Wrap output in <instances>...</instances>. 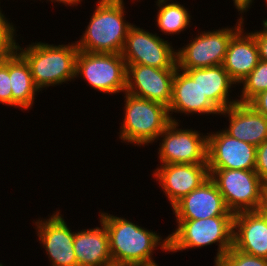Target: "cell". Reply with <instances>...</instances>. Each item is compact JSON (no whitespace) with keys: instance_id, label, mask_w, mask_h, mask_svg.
Instances as JSON below:
<instances>
[{"instance_id":"cell-12","label":"cell","mask_w":267,"mask_h":266,"mask_svg":"<svg viewBox=\"0 0 267 266\" xmlns=\"http://www.w3.org/2000/svg\"><path fill=\"white\" fill-rule=\"evenodd\" d=\"M168 112L171 121L176 122L179 120L172 117L174 113L220 115L221 112L199 87V68L180 69L177 67L172 82V98Z\"/></svg>"},{"instance_id":"cell-3","label":"cell","mask_w":267,"mask_h":266,"mask_svg":"<svg viewBox=\"0 0 267 266\" xmlns=\"http://www.w3.org/2000/svg\"><path fill=\"white\" fill-rule=\"evenodd\" d=\"M78 51L76 41L58 46L45 42H33L23 48L19 43L17 44V52L29 65L34 84L40 91L42 88L58 86L76 78Z\"/></svg>"},{"instance_id":"cell-24","label":"cell","mask_w":267,"mask_h":266,"mask_svg":"<svg viewBox=\"0 0 267 266\" xmlns=\"http://www.w3.org/2000/svg\"><path fill=\"white\" fill-rule=\"evenodd\" d=\"M240 84L243 85L239 103H249L259 93L267 90V62L259 60L257 66Z\"/></svg>"},{"instance_id":"cell-15","label":"cell","mask_w":267,"mask_h":266,"mask_svg":"<svg viewBox=\"0 0 267 266\" xmlns=\"http://www.w3.org/2000/svg\"><path fill=\"white\" fill-rule=\"evenodd\" d=\"M175 220L207 219L215 216H234L214 181L209 177L197 189L172 206Z\"/></svg>"},{"instance_id":"cell-10","label":"cell","mask_w":267,"mask_h":266,"mask_svg":"<svg viewBox=\"0 0 267 266\" xmlns=\"http://www.w3.org/2000/svg\"><path fill=\"white\" fill-rule=\"evenodd\" d=\"M168 42L137 27L134 24L129 28L122 57L126 64H141L160 69H177L176 50Z\"/></svg>"},{"instance_id":"cell-1","label":"cell","mask_w":267,"mask_h":266,"mask_svg":"<svg viewBox=\"0 0 267 266\" xmlns=\"http://www.w3.org/2000/svg\"><path fill=\"white\" fill-rule=\"evenodd\" d=\"M99 213V219L101 218L108 232L113 263L127 266H154L158 264L152 258L153 251L160 247L167 253L168 237L162 240L161 235L156 232L123 217L106 212Z\"/></svg>"},{"instance_id":"cell-34","label":"cell","mask_w":267,"mask_h":266,"mask_svg":"<svg viewBox=\"0 0 267 266\" xmlns=\"http://www.w3.org/2000/svg\"><path fill=\"white\" fill-rule=\"evenodd\" d=\"M105 266H127V265H123V264H120V263H110V264H107Z\"/></svg>"},{"instance_id":"cell-13","label":"cell","mask_w":267,"mask_h":266,"mask_svg":"<svg viewBox=\"0 0 267 266\" xmlns=\"http://www.w3.org/2000/svg\"><path fill=\"white\" fill-rule=\"evenodd\" d=\"M126 92L169 107L176 69H160L141 64H126Z\"/></svg>"},{"instance_id":"cell-2","label":"cell","mask_w":267,"mask_h":266,"mask_svg":"<svg viewBox=\"0 0 267 266\" xmlns=\"http://www.w3.org/2000/svg\"><path fill=\"white\" fill-rule=\"evenodd\" d=\"M86 30L79 41V51L121 54L129 28L123 0H98Z\"/></svg>"},{"instance_id":"cell-32","label":"cell","mask_w":267,"mask_h":266,"mask_svg":"<svg viewBox=\"0 0 267 266\" xmlns=\"http://www.w3.org/2000/svg\"><path fill=\"white\" fill-rule=\"evenodd\" d=\"M234 2V6L236 7V9L238 10V12L240 11L241 15L240 18H243V14L248 11V8L250 9L252 2L254 0H233ZM243 13V14H242Z\"/></svg>"},{"instance_id":"cell-29","label":"cell","mask_w":267,"mask_h":266,"mask_svg":"<svg viewBox=\"0 0 267 266\" xmlns=\"http://www.w3.org/2000/svg\"><path fill=\"white\" fill-rule=\"evenodd\" d=\"M263 30L250 33L254 36L259 53V60L267 62V19L263 20Z\"/></svg>"},{"instance_id":"cell-17","label":"cell","mask_w":267,"mask_h":266,"mask_svg":"<svg viewBox=\"0 0 267 266\" xmlns=\"http://www.w3.org/2000/svg\"><path fill=\"white\" fill-rule=\"evenodd\" d=\"M233 247L250 255L267 258V218L258 211L235 213Z\"/></svg>"},{"instance_id":"cell-33","label":"cell","mask_w":267,"mask_h":266,"mask_svg":"<svg viewBox=\"0 0 267 266\" xmlns=\"http://www.w3.org/2000/svg\"><path fill=\"white\" fill-rule=\"evenodd\" d=\"M48 1V0H47ZM49 1H51V2H59V3H62V4H64L65 6L66 5H69V6H78V3H81L82 2V0H49Z\"/></svg>"},{"instance_id":"cell-14","label":"cell","mask_w":267,"mask_h":266,"mask_svg":"<svg viewBox=\"0 0 267 266\" xmlns=\"http://www.w3.org/2000/svg\"><path fill=\"white\" fill-rule=\"evenodd\" d=\"M57 210L48 219L35 221L39 243L46 250L51 266H78L73 248L75 232Z\"/></svg>"},{"instance_id":"cell-30","label":"cell","mask_w":267,"mask_h":266,"mask_svg":"<svg viewBox=\"0 0 267 266\" xmlns=\"http://www.w3.org/2000/svg\"><path fill=\"white\" fill-rule=\"evenodd\" d=\"M249 104L260 114L267 118V90L255 96Z\"/></svg>"},{"instance_id":"cell-4","label":"cell","mask_w":267,"mask_h":266,"mask_svg":"<svg viewBox=\"0 0 267 266\" xmlns=\"http://www.w3.org/2000/svg\"><path fill=\"white\" fill-rule=\"evenodd\" d=\"M177 228L169 234L168 252L218 245L214 262L233 246L234 216L207 219L176 220Z\"/></svg>"},{"instance_id":"cell-31","label":"cell","mask_w":267,"mask_h":266,"mask_svg":"<svg viewBox=\"0 0 267 266\" xmlns=\"http://www.w3.org/2000/svg\"><path fill=\"white\" fill-rule=\"evenodd\" d=\"M257 211L265 218H267V184L263 185L261 191L260 204Z\"/></svg>"},{"instance_id":"cell-23","label":"cell","mask_w":267,"mask_h":266,"mask_svg":"<svg viewBox=\"0 0 267 266\" xmlns=\"http://www.w3.org/2000/svg\"><path fill=\"white\" fill-rule=\"evenodd\" d=\"M171 0H157V25L163 34H180L190 27L191 15L188 9L180 3Z\"/></svg>"},{"instance_id":"cell-7","label":"cell","mask_w":267,"mask_h":266,"mask_svg":"<svg viewBox=\"0 0 267 266\" xmlns=\"http://www.w3.org/2000/svg\"><path fill=\"white\" fill-rule=\"evenodd\" d=\"M244 19L238 18L233 28L222 27L201 31L187 45L176 50L177 67L180 69L206 68L222 65L231 38L243 27ZM180 49V50H179Z\"/></svg>"},{"instance_id":"cell-16","label":"cell","mask_w":267,"mask_h":266,"mask_svg":"<svg viewBox=\"0 0 267 266\" xmlns=\"http://www.w3.org/2000/svg\"><path fill=\"white\" fill-rule=\"evenodd\" d=\"M171 207L209 177L208 164H160L153 172Z\"/></svg>"},{"instance_id":"cell-5","label":"cell","mask_w":267,"mask_h":266,"mask_svg":"<svg viewBox=\"0 0 267 266\" xmlns=\"http://www.w3.org/2000/svg\"><path fill=\"white\" fill-rule=\"evenodd\" d=\"M124 95L125 115L120 126L119 139L135 146L157 142L159 135L171 122L168 107L127 92Z\"/></svg>"},{"instance_id":"cell-27","label":"cell","mask_w":267,"mask_h":266,"mask_svg":"<svg viewBox=\"0 0 267 266\" xmlns=\"http://www.w3.org/2000/svg\"><path fill=\"white\" fill-rule=\"evenodd\" d=\"M0 103L12 106L11 79L9 76V58L0 62Z\"/></svg>"},{"instance_id":"cell-11","label":"cell","mask_w":267,"mask_h":266,"mask_svg":"<svg viewBox=\"0 0 267 266\" xmlns=\"http://www.w3.org/2000/svg\"><path fill=\"white\" fill-rule=\"evenodd\" d=\"M207 135L208 169L255 170V145L233 138L223 129Z\"/></svg>"},{"instance_id":"cell-25","label":"cell","mask_w":267,"mask_h":266,"mask_svg":"<svg viewBox=\"0 0 267 266\" xmlns=\"http://www.w3.org/2000/svg\"><path fill=\"white\" fill-rule=\"evenodd\" d=\"M15 27L0 10V61L11 57L17 51Z\"/></svg>"},{"instance_id":"cell-6","label":"cell","mask_w":267,"mask_h":266,"mask_svg":"<svg viewBox=\"0 0 267 266\" xmlns=\"http://www.w3.org/2000/svg\"><path fill=\"white\" fill-rule=\"evenodd\" d=\"M127 65L122 54L78 51L75 77L102 93L126 92Z\"/></svg>"},{"instance_id":"cell-20","label":"cell","mask_w":267,"mask_h":266,"mask_svg":"<svg viewBox=\"0 0 267 266\" xmlns=\"http://www.w3.org/2000/svg\"><path fill=\"white\" fill-rule=\"evenodd\" d=\"M101 227L75 232L73 248L78 266H105L112 263L109 237L104 223Z\"/></svg>"},{"instance_id":"cell-9","label":"cell","mask_w":267,"mask_h":266,"mask_svg":"<svg viewBox=\"0 0 267 266\" xmlns=\"http://www.w3.org/2000/svg\"><path fill=\"white\" fill-rule=\"evenodd\" d=\"M179 126L178 122L171 121L159 135L157 140H161L158 148L160 163L207 164L208 135L191 128L180 129Z\"/></svg>"},{"instance_id":"cell-28","label":"cell","mask_w":267,"mask_h":266,"mask_svg":"<svg viewBox=\"0 0 267 266\" xmlns=\"http://www.w3.org/2000/svg\"><path fill=\"white\" fill-rule=\"evenodd\" d=\"M255 172L264 184H267V140L256 148Z\"/></svg>"},{"instance_id":"cell-18","label":"cell","mask_w":267,"mask_h":266,"mask_svg":"<svg viewBox=\"0 0 267 266\" xmlns=\"http://www.w3.org/2000/svg\"><path fill=\"white\" fill-rule=\"evenodd\" d=\"M229 117V127L224 131L231 137L259 146L267 140V118L258 113L249 103H236L221 111ZM227 115V116H226Z\"/></svg>"},{"instance_id":"cell-21","label":"cell","mask_w":267,"mask_h":266,"mask_svg":"<svg viewBox=\"0 0 267 266\" xmlns=\"http://www.w3.org/2000/svg\"><path fill=\"white\" fill-rule=\"evenodd\" d=\"M9 76L12 107H19L24 111L32 108L40 90L34 84L29 65L17 51L9 57Z\"/></svg>"},{"instance_id":"cell-8","label":"cell","mask_w":267,"mask_h":266,"mask_svg":"<svg viewBox=\"0 0 267 266\" xmlns=\"http://www.w3.org/2000/svg\"><path fill=\"white\" fill-rule=\"evenodd\" d=\"M208 170L232 213L257 211L264 183L255 170Z\"/></svg>"},{"instance_id":"cell-22","label":"cell","mask_w":267,"mask_h":266,"mask_svg":"<svg viewBox=\"0 0 267 266\" xmlns=\"http://www.w3.org/2000/svg\"><path fill=\"white\" fill-rule=\"evenodd\" d=\"M233 84L236 83L222 65L199 68V87L220 112L238 103V99H229Z\"/></svg>"},{"instance_id":"cell-26","label":"cell","mask_w":267,"mask_h":266,"mask_svg":"<svg viewBox=\"0 0 267 266\" xmlns=\"http://www.w3.org/2000/svg\"><path fill=\"white\" fill-rule=\"evenodd\" d=\"M214 266H267V258L257 257L235 249L233 246Z\"/></svg>"},{"instance_id":"cell-19","label":"cell","mask_w":267,"mask_h":266,"mask_svg":"<svg viewBox=\"0 0 267 266\" xmlns=\"http://www.w3.org/2000/svg\"><path fill=\"white\" fill-rule=\"evenodd\" d=\"M244 31V26L231 38L222 66L231 79L239 85L259 62L254 36Z\"/></svg>"}]
</instances>
